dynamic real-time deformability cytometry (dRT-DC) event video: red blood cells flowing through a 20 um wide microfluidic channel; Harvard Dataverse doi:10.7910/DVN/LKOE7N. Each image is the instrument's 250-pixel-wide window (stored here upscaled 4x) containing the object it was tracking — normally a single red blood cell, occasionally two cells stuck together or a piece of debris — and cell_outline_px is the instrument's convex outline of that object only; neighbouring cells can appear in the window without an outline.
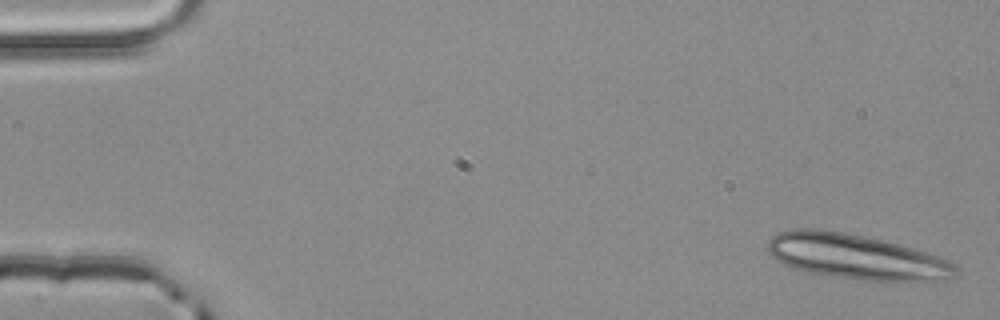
{"species": "common noctule bat (a hibernating species)", "species_latin": "Nyctalus noctula", "temperature_condition": "room temperature", "stored_images_in_passage": 5, "camera_frame_rate_fps": 3000, "um_per_image_px": 0.085, "animal": {"sex": "male", "body_mass_g": 20.4}, "frame": {"image": 1, "passage_image": 1, "time_ms": 0.0, "image_size_px": [1000, 320], "cell_outline_px": [[956, 268], [952, 276], [948, 280], [860, 280], [804, 272], [792, 268], [776, 260], [768, 252], [768, 240], [772, 236], [780, 232], [800, 228], [816, 228], [844, 232], [884, 240], [900, 244], [948, 260]], "centroid_in_image_um": [72.69, 21.81], "position_along_channel_um": 12.3, "area_um2": 48.96}}